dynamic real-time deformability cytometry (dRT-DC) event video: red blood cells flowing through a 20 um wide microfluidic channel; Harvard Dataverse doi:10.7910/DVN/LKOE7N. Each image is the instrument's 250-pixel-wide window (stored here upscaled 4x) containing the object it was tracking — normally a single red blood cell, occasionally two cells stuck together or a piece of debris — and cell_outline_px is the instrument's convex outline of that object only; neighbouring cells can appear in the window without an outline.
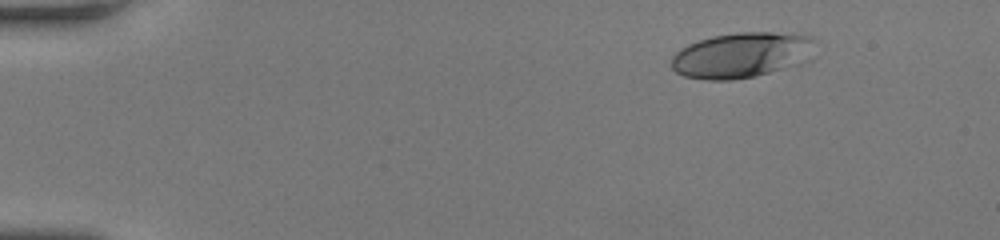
{"species": "human", "species_latin": "Homo sapiens", "temperature_condition": "room temperature", "stored_images_in_passage": 47, "camera_frame_rate_fps": 3000, "um_per_image_px": 0.085, "donor": {"sex": "female"}, "frame": {"image": 1, "passage_image": 1, "time_ms": 0.0, "image_size_px": [1000, 240], "cell_outline_px": [[816, 40], [812, 60], [800, 64], [752, 76], [732, 80], [708, 80], [684, 76], [676, 72], [672, 68], [672, 56], [680, 48], [688, 44], [712, 36], [740, 32], [772, 32], [812, 36]], "centroid_in_image_um": [63.09, 4.67], "position_along_channel_um": 21.9, "area_um2": 38.26}}
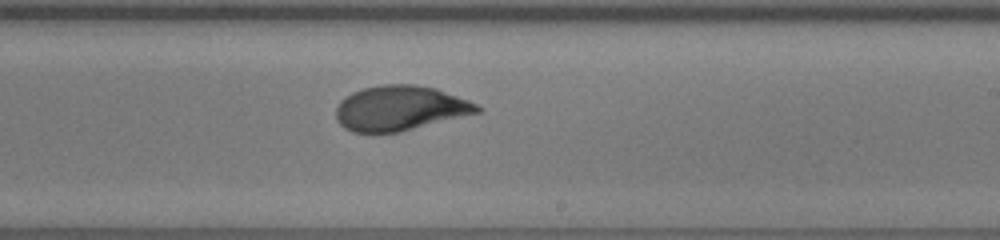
{"frame": {"image": 2, "passage_image": 27, "time_ms": 8.667, "image_size_px": [1000, 240], "cell_outline_px": [[484, 108], [480, 112], [400, 132], [352, 132], [344, 128], [336, 120], [336, 108], [340, 100], [344, 96], [352, 92], [364, 88], [384, 84], [416, 84], [436, 88], [468, 100]], "centroid_in_image_um": [33.99, 9.19], "position_along_channel_um": 255.0, "area_um2": 37.05}}
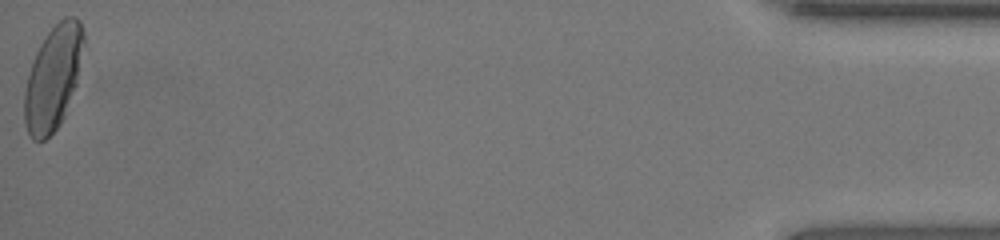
{"frame": {"image": 3, "passage_image": 47, "time_ms": 15.333, "image_size_px": [1000, 240], "cell_outline_px": [[84, 44], [76, 84], [64, 116], [60, 124], [44, 140], [32, 140], [28, 132], [24, 120], [24, 92], [28, 76], [36, 52], [40, 44], [48, 32], [64, 16], [76, 16], [80, 20], [84, 32]], "centroid_in_image_um": [4.52, 6.59], "position_along_channel_um": 430.7, "area_um2": 35.66}, "authors_computed_cell_mechanics": {"area_um2": 36.3562, "velocity_mm_per_s": 3.9899, "shape_relaxation_time_tau1_ms": 4.2643, "shape_relaxation_time_tau2_ms": 1.115, "deformation_change_tau1": 0.1898, "deformation_change_tau2": 0.0595}}